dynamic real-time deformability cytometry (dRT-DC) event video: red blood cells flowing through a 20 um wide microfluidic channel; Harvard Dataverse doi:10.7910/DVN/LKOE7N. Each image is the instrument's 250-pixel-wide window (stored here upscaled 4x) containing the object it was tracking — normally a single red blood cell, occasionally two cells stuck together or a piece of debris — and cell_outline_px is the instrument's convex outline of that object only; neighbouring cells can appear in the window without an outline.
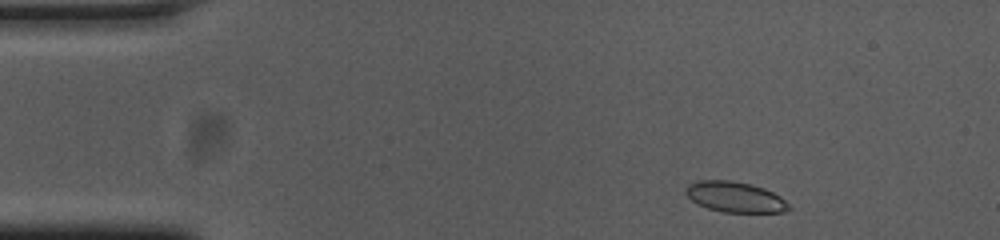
{"species": "common noctule bat (a hibernating species)", "species_latin": "Nyctalus noctula", "temperature_condition": "cold", "stored_images_in_passage": 49, "camera_frame_rate_fps": 3000, "um_per_image_px": 0.085, "animal": {"sex": "female", "body_mass_g": 23.0, "forearm_length_mm": 53.4}, "frame": {"image": 1, "passage_image": 2, "time_ms": 0.333, "image_size_px": [1000, 240], "cell_outline_px": [[792, 208], [784, 212], [724, 212], [708, 208], [696, 204], [684, 192], [688, 184], [696, 180], [728, 180], [752, 184], [764, 188], [780, 196]], "centroid_in_image_um": [62.46, 16.74], "position_along_channel_um": 22.5, "area_um2": 18.38}}
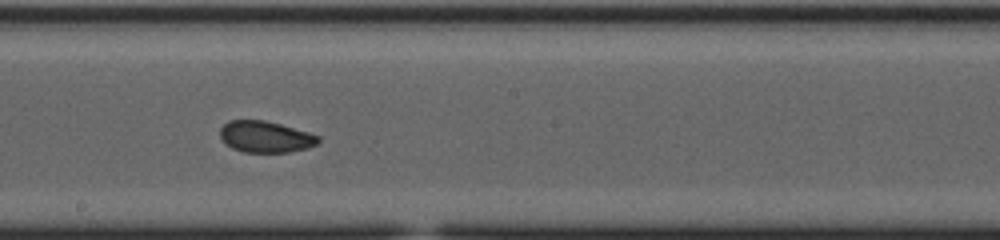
{"frame": {"image": 2, "passage_image": 24, "time_ms": 7.667, "image_size_px": [1000, 240], "cell_outline_px": [[320, 140], [316, 144], [308, 148], [288, 152], [244, 152], [232, 148], [220, 136], [220, 128], [228, 120], [264, 120], [280, 124], [308, 132], [320, 136]], "centroid_in_image_um": [22.57, 11.62], "position_along_channel_um": 225.6, "area_um2": 17.86}}
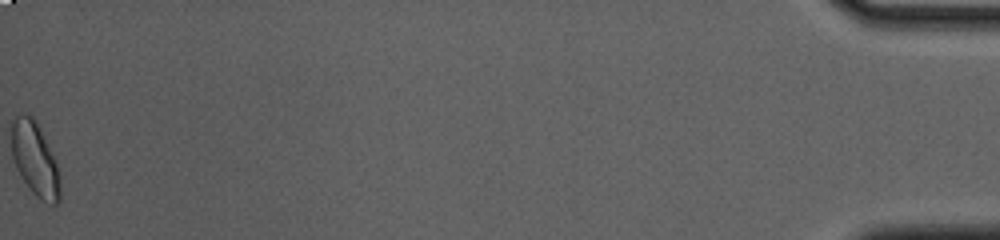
{"frame": {"image": 3, "passage_image": 49, "time_ms": 16.0, "image_size_px": [1000, 240], "cell_outline_px": [[60, 204], [48, 204], [40, 200], [32, 192], [16, 168], [12, 156], [12, 120], [16, 116], [32, 116], [36, 120], [56, 160], [60, 180]], "centroid_in_image_um": [3.0, 13.58], "position_along_channel_um": 432.2, "area_um2": 20.81}, "authors_computed_cell_mechanics": {"area_um2": 18.785, "velocity_mm_per_s": 3.7389, "shape_relaxation_time_tau1_ms": null, "shape_relaxation_time_tau2_ms": 2.4998, "deformation_change_tau1": null, "deformation_change_tau2": 0.0652}}